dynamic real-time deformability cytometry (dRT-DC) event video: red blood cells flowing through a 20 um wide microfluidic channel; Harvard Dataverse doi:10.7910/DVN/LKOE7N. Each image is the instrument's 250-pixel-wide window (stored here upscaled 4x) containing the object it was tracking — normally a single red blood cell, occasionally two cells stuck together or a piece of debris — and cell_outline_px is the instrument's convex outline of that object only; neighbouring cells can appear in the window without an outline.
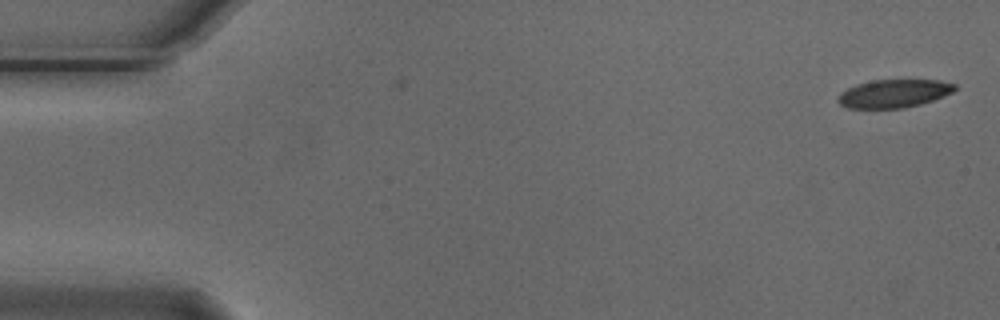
{"species": "Egyptian fruit bat (a non-hibernating species)", "species_latin": "Rousettus aegyptiacus", "temperature_condition": "cold", "stored_images_in_passage": 6, "camera_frame_rate_fps": 3000, "um_per_image_px": 0.085, "animal": {"sex": "male"}, "frame": {"image": 1, "passage_image": 1, "time_ms": 0.0, "image_size_px": [1000, 320], "cell_outline_px": [[956, 88], [952, 92], [944, 96], [920, 104], [904, 108], [848, 108], [840, 104], [836, 100], [840, 92], [856, 84], [872, 80], [940, 80], [956, 84]], "centroid_in_image_um": [75.96, 7.94], "position_along_channel_um": 9.0, "area_um2": 19.19}}
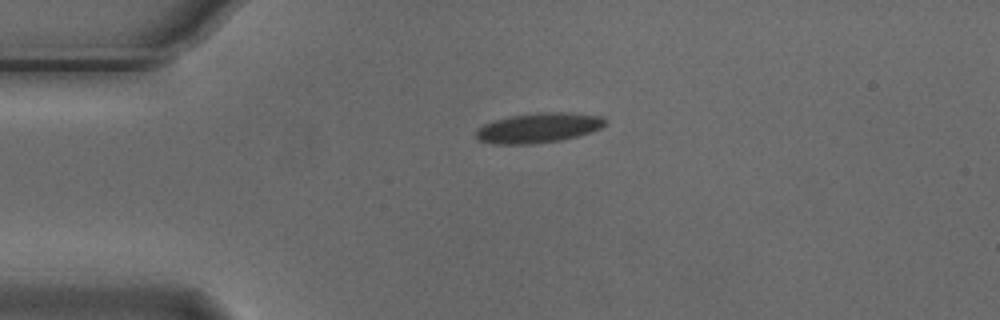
{"frame": {"image": 2, "passage_image": 4, "time_ms": 1.0, "image_size_px": [1000, 320], "cell_outline_px": [[608, 124], [600, 128], [576, 136], [560, 140], [532, 144], [492, 144], [476, 140], [476, 128], [492, 120], [508, 116], [540, 112], [568, 112], [604, 116], [608, 120]], "centroid_in_image_um": [45.75, 10.86], "position_along_channel_um": 39.3, "area_um2": 22.83}}
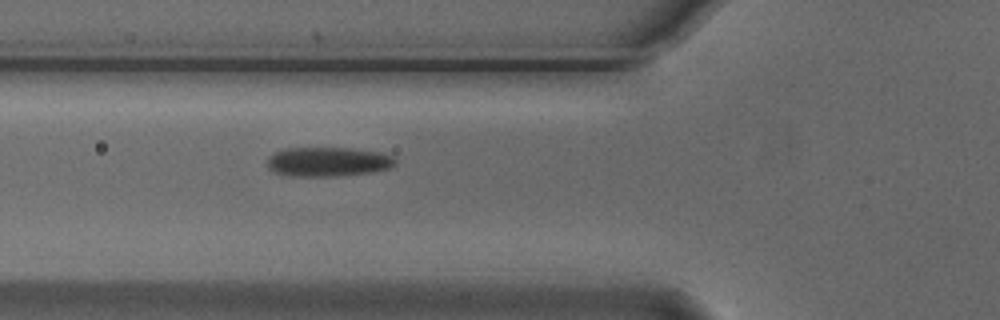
{"frame": {"image": 3, "passage_image": 6, "time_ms": 1.667, "image_size_px": [1000, 320], "cell_outline_px": [[396, 164], [388, 168], [372, 172], [336, 176], [288, 176], [276, 172], [268, 168], [268, 156], [284, 148], [352, 148], [380, 152], [392, 156], [396, 160]], "centroid_in_image_um": [27.88, 13.74], "position_along_channel_um": 97.9, "area_um2": 21.91}}